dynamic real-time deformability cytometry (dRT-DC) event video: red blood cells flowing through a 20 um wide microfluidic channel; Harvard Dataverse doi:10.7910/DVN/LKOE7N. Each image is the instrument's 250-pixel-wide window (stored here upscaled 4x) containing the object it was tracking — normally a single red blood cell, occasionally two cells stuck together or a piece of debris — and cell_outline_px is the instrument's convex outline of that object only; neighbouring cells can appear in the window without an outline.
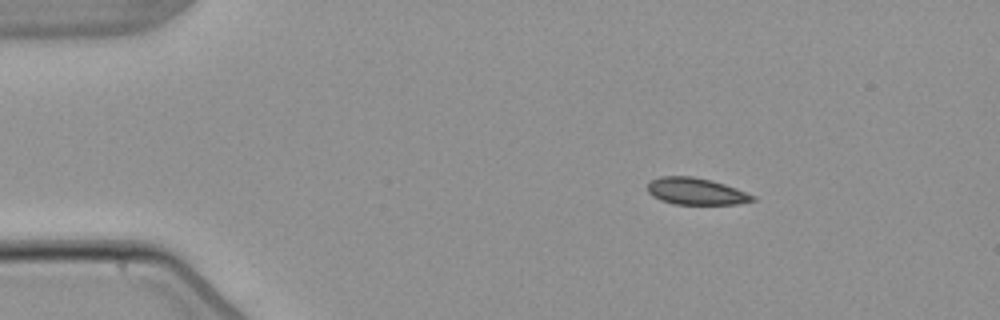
{"species": "common noctule bat (a hibernating species)", "species_latin": "Nyctalus noctula", "temperature_condition": "warm", "stored_images_in_passage": 3, "camera_frame_rate_fps": 3000, "um_per_image_px": 0.085, "animal": {"sex": "male", "body_mass_g": 21.5, "forearm_length_mm": 52.0}, "frame": {"image": 1, "passage_image": 2, "time_ms": 1.333, "image_size_px": [1000, 320], "cell_outline_px": [[756, 200], [736, 204], [672, 204], [660, 200], [652, 196], [648, 192], [648, 184], [652, 180], [660, 176], [692, 176], [712, 180], [736, 188], [756, 196]], "centroid_in_image_um": [59.16, 16.26], "position_along_channel_um": 25.8, "area_um2": 16.47}}